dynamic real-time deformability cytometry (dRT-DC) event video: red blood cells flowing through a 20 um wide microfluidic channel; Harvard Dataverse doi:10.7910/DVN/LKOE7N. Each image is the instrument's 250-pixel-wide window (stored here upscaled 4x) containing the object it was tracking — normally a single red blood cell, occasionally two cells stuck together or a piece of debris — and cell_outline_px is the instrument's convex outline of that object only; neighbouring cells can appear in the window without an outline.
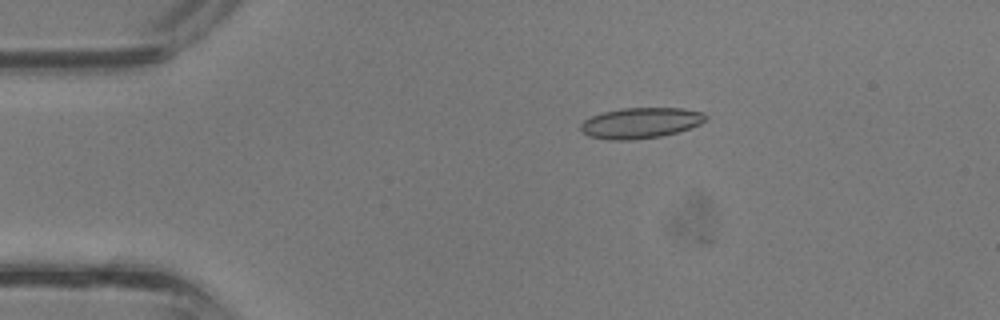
{"species": "common noctule bat (a hibernating species)", "species_latin": "Nyctalus noctula", "temperature_condition": "room temperature", "stored_images_in_passage": 15, "camera_frame_rate_fps": 3000, "um_per_image_px": 0.085, "animal": {"sex": "male", "body_mass_g": 13.3}, "frame": {"image": 1, "passage_image": 7, "time_ms": 2.0, "image_size_px": [1000, 320], "cell_outline_px": [[708, 116], [700, 124], [676, 132], [660, 136], [628, 140], [616, 140], [588, 136], [580, 128], [580, 124], [584, 120], [592, 116], [604, 112], [624, 108], [680, 108], [704, 112]], "centroid_in_image_um": [54.45, 10.44], "position_along_channel_um": 30.5, "area_um2": 22.02}}